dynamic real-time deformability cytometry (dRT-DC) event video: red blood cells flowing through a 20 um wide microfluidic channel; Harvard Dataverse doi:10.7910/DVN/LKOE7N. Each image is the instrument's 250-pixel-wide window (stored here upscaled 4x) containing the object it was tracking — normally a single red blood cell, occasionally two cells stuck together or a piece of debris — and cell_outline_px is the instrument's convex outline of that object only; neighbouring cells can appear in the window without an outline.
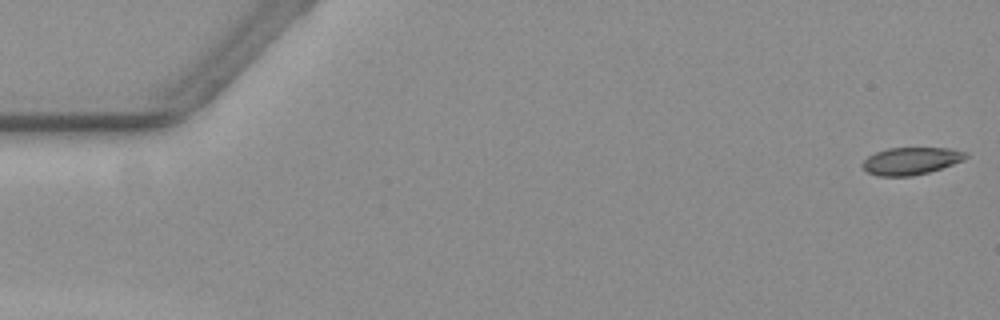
{"species": "common noctule bat (a hibernating species)", "species_latin": "Nyctalus noctula", "temperature_condition": "warm", "stored_images_in_passage": 58, "camera_frame_rate_fps": 3000, "um_per_image_px": 0.085, "animal": {"sex": "female", "body_mass_g": 19.3, "forearm_length_mm": 54.1}, "frame": {"image": 1, "passage_image": 1, "time_ms": 0.0, "image_size_px": [1000, 320], "cell_outline_px": [[968, 156], [964, 160], [928, 172], [912, 176], [876, 176], [868, 172], [860, 164], [868, 156], [876, 152], [888, 148], [948, 148], [968, 152]], "centroid_in_image_um": [77.42, 13.68], "position_along_channel_um": 7.6, "area_um2": 16.42}}
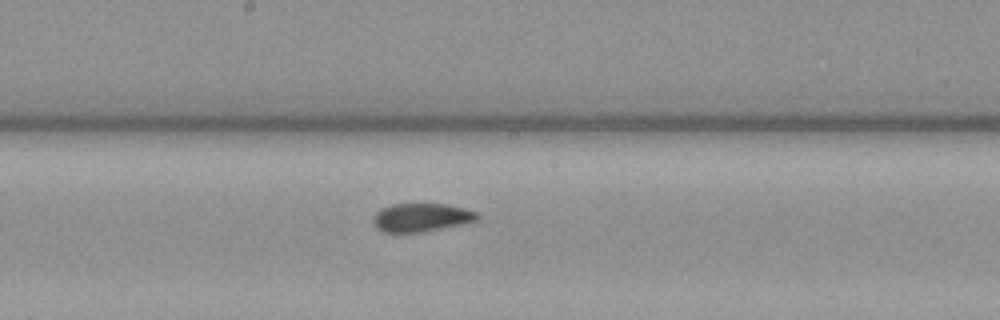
{"frame": {"image": 2, "passage_image": 31, "time_ms": 10.0, "image_size_px": [1000, 320], "cell_outline_px": [[480, 216], [476, 220], [460, 224], [424, 232], [380, 232], [372, 224], [372, 216], [376, 212], [392, 204], [444, 204], [464, 208], [476, 212]], "centroid_in_image_um": [35.75, 18.49], "position_along_channel_um": 212.5, "area_um2": 17.17}}
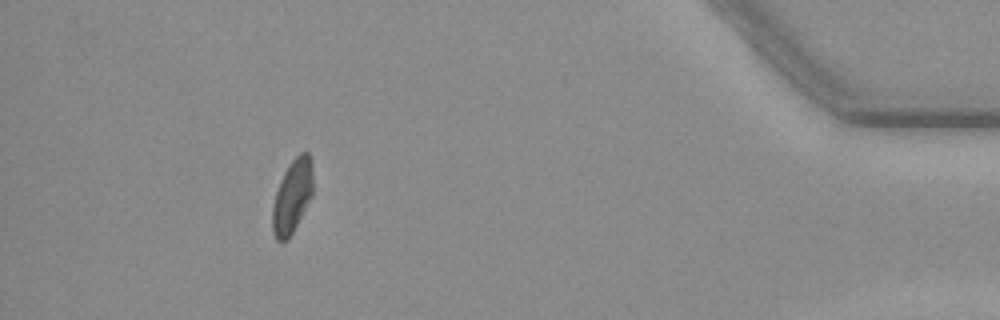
{"frame": {"image": 3, "passage_image": 53, "time_ms": 17.333, "image_size_px": [1000, 320], "cell_outline_px": [[312, 196], [288, 240], [276, 240], [272, 232], [272, 208], [276, 192], [280, 180], [284, 172], [292, 160], [300, 152], [308, 152], [312, 172]], "centroid_in_image_um": [24.82, 16.71], "position_along_channel_um": 410.4, "area_um2": 17.11}, "authors_computed_cell_mechanics": {"area_um2": 17.3978, "velocity_mm_per_s": 3.5399, "shape_relaxation_time_tau1_ms": 7.0814, "shape_relaxation_time_tau2_ms": 1.4639, "deformation_change_tau1": 0.1742, "deformation_change_tau2": 0.0621}}